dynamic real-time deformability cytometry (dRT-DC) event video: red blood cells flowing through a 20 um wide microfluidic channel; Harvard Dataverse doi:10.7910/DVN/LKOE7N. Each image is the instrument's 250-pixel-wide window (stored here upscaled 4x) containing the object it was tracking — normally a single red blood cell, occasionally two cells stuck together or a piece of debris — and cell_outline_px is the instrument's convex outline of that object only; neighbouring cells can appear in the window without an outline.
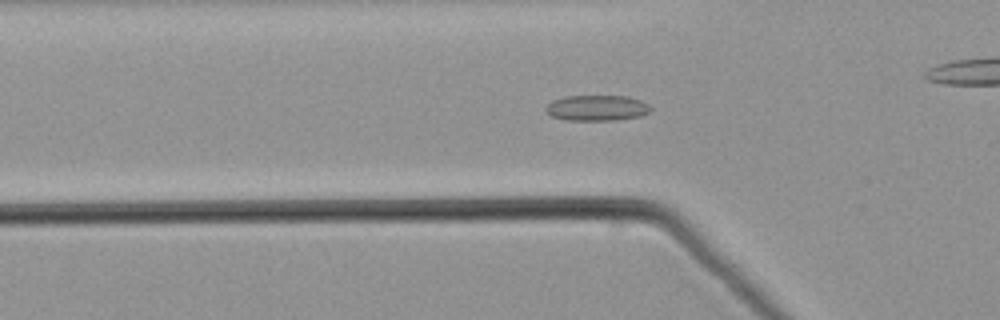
{"species": "common noctule bat (a hibernating species)", "species_latin": "Nyctalus noctula", "temperature_condition": "warm", "stored_images_in_passage": 53, "camera_frame_rate_fps": 3000, "um_per_image_px": 0.085, "animal": {"sex": "male", "body_mass_g": 21.5, "forearm_length_mm": 52.0}, "frame": {"image": 1, "passage_image": 16, "time_ms": 5.0, "image_size_px": [1000, 320], "cell_outline_px": [[652, 108], [648, 112], [640, 116], [616, 120], [564, 120], [552, 116], [544, 112], [544, 108], [552, 100], [564, 96], [628, 96], [640, 100], [648, 104]], "centroid_in_image_um": [50.69, 9.17], "position_along_channel_um": 75.1, "area_um2": 15.78}}
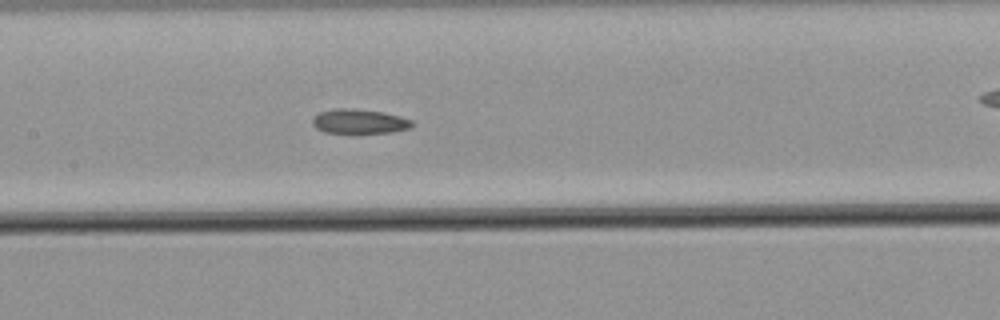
{"frame": {"image": 2, "passage_image": 24, "time_ms": 7.667, "image_size_px": [1000, 320], "cell_outline_px": [[416, 124], [412, 128], [392, 132], [352, 136], [324, 132], [316, 128], [312, 124], [312, 120], [320, 112], [336, 108], [352, 108], [384, 112], [400, 116], [412, 120]], "centroid_in_image_um": [30.58, 10.37], "position_along_channel_um": 176.8, "area_um2": 15.14}}
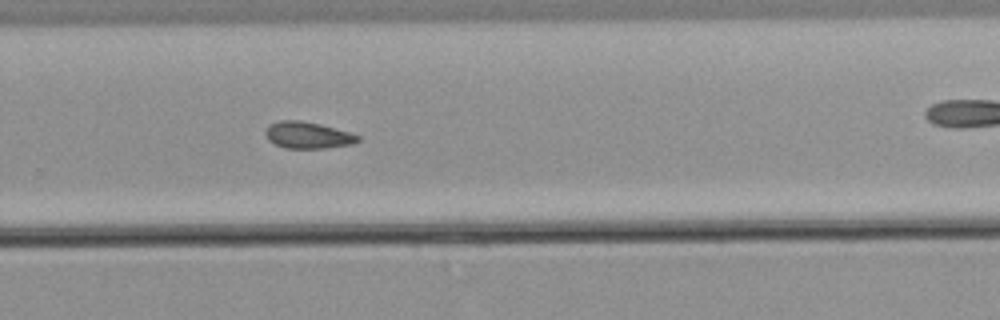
{"frame": {"image": 3, "passage_image": 34, "time_ms": 11.0, "image_size_px": [1000, 320], "cell_outline_px": [[360, 140], [356, 144], [324, 148], [284, 148], [268, 140], [264, 132], [268, 124], [280, 120], [300, 120], [320, 124], [348, 132], [360, 136]], "centroid_in_image_um": [26.15, 11.49], "position_along_channel_um": 303.7, "area_um2": 14.45}}